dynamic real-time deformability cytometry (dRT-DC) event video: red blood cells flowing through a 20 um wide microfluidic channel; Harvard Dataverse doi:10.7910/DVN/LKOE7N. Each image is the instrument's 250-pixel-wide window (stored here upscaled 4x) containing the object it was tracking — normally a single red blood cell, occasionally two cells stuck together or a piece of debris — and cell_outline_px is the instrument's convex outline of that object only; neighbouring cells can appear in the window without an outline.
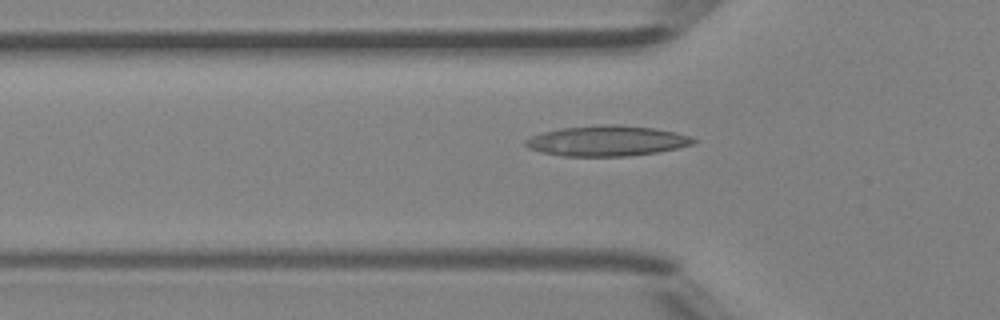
{"species": "Egyptian fruit bat (a non-hibernating species)", "species_latin": "Rousettus aegyptiacus", "temperature_condition": "room temperature", "stored_images_in_passage": 48, "camera_frame_rate_fps": 3000, "um_per_image_px": 0.085, "animal": {"sex": "female"}, "frame": {"image": 1, "passage_image": 16, "time_ms": 5.0, "image_size_px": [1000, 320], "cell_outline_px": [[696, 140], [692, 144], [676, 148], [656, 152], [628, 156], [564, 156], [540, 152], [528, 148], [524, 144], [524, 140], [532, 136], [544, 132], [560, 128], [600, 124], [620, 124], [652, 128], [676, 132], [692, 136]], "centroid_in_image_um": [51.57, 11.96], "position_along_channel_um": 74.2, "area_um2": 29.77}}
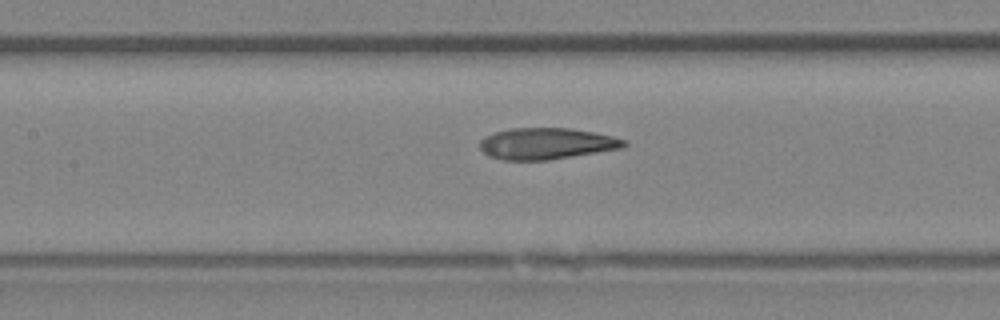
{"frame": {"image": 2, "passage_image": 22, "time_ms": 7.0, "image_size_px": [1000, 320], "cell_outline_px": [[628, 144], [620, 148], [548, 160], [504, 160], [488, 156], [480, 148], [480, 140], [484, 136], [492, 132], [512, 128], [572, 128], [612, 136], [628, 140]], "centroid_in_image_um": [46.41, 12.2], "position_along_channel_um": 161.0, "area_um2": 26.36}}
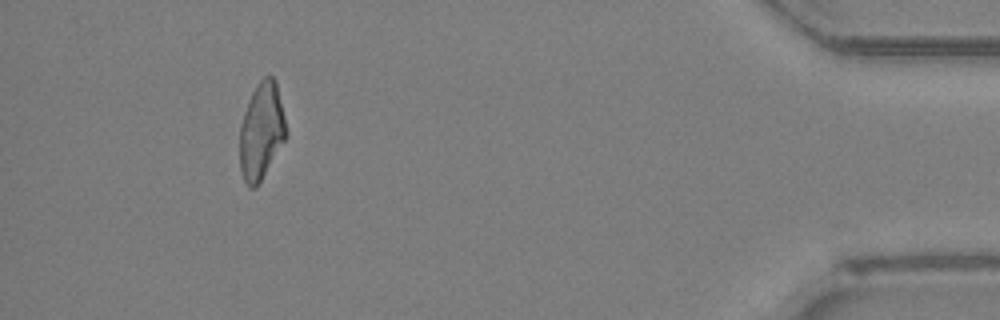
{"frame": {"image": 3, "passage_image": 44, "time_ms": 14.333, "image_size_px": [1000, 320], "cell_outline_px": [[288, 136], [256, 188], [248, 188], [240, 172], [240, 124], [248, 100], [256, 84], [264, 76], [272, 76], [276, 80], [288, 132]], "centroid_in_image_um": [22.23, 11.15], "position_along_channel_um": 413.0, "area_um2": 26.47}, "authors_computed_cell_mechanics": {"area_um2": 26.6458, "velocity_mm_per_s": 4.3185, "shape_relaxation_time_tau1_ms": null, "shape_relaxation_time_tau2_ms": 2.3012, "deformation_change_tau1": null, "deformation_change_tau2": 0.1071}}